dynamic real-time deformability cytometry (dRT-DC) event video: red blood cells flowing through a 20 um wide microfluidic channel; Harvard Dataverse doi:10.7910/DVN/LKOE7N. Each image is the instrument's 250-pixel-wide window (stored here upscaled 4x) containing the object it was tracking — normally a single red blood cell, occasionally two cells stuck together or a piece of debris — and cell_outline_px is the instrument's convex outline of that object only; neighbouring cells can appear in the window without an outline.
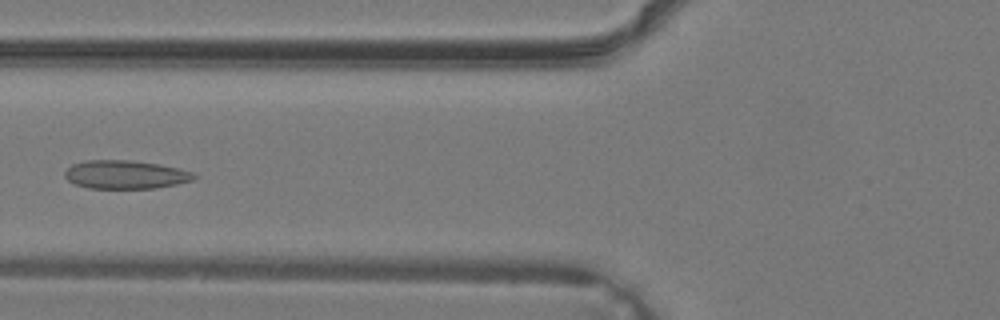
{"species": "common noctule bat (a hibernating species)", "species_latin": "Nyctalus noctula", "temperature_condition": "warm", "stored_images_in_passage": 35, "camera_frame_rate_fps": 3000, "um_per_image_px": 0.085, "animal": {"sex": "male", "body_mass_g": 19.2, "forearm_length_mm": 51.8}, "frame": {"image": 1, "passage_image": 16, "time_ms": 5.0, "image_size_px": [1000, 320], "cell_outline_px": [[196, 176], [192, 180], [176, 184], [156, 188], [88, 188], [76, 184], [68, 180], [64, 176], [64, 172], [72, 164], [88, 160], [128, 160], [156, 164], [180, 168], [192, 172]], "centroid_in_image_um": [10.64, 14.84], "position_along_channel_um": 115.2, "area_um2": 21.21}}
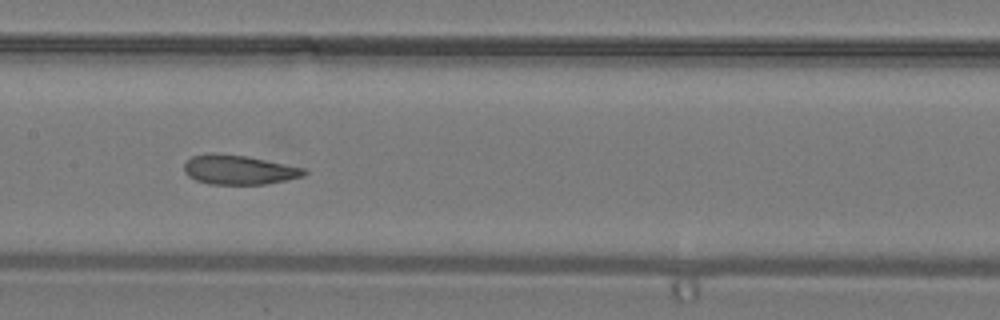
{"frame": {"image": 2, "passage_image": 20, "time_ms": 6.333, "image_size_px": [1000, 320], "cell_outline_px": [[308, 172], [304, 176], [264, 184], [208, 184], [196, 180], [188, 176], [184, 172], [184, 164], [192, 156], [208, 152], [216, 152], [248, 156], [304, 168]], "centroid_in_image_um": [20.26, 14.41], "position_along_channel_um": 187.1, "area_um2": 20.69}}
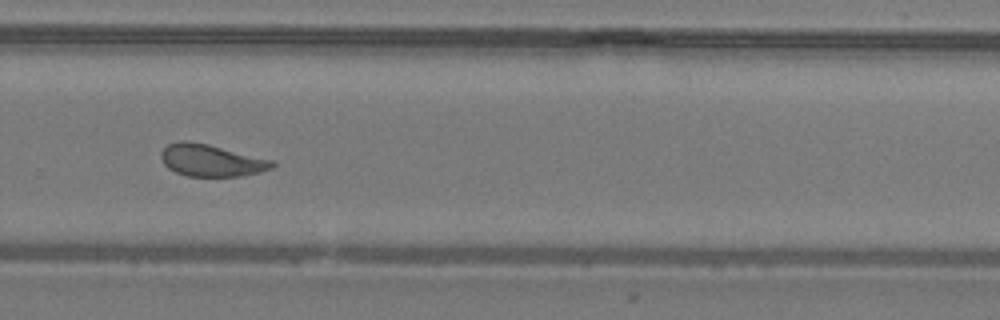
{"frame": {"image": 3, "passage_image": 27, "time_ms": 8.667, "image_size_px": [1000, 320], "cell_outline_px": [[276, 164], [272, 168], [260, 172], [240, 176], [188, 176], [176, 172], [168, 168], [164, 164], [160, 156], [160, 152], [168, 144], [180, 140], [188, 140], [208, 144], [272, 160]], "centroid_in_image_um": [17.93, 13.63], "position_along_channel_um": 311.9, "area_um2": 20.69}}